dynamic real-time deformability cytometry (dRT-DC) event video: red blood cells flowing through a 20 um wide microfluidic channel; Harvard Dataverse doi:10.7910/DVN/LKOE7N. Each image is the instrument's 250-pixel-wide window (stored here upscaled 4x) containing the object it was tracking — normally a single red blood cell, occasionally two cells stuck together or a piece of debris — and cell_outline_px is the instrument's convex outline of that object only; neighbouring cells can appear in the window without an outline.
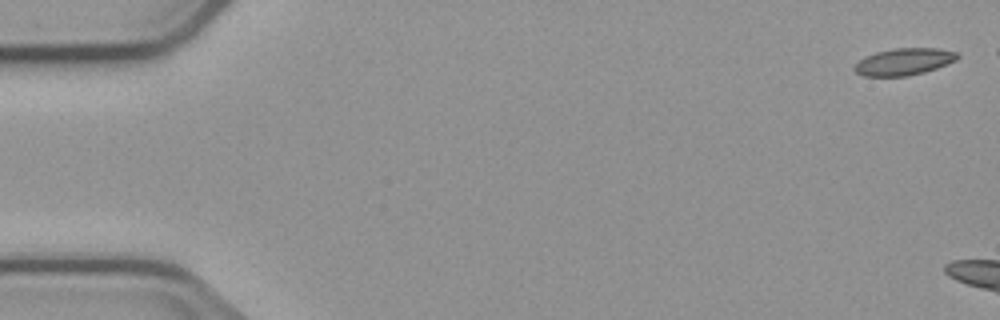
{"species": "common noctule bat (a hibernating species)", "species_latin": "Nyctalus noctula", "temperature_condition": "cold", "stored_images_in_passage": 10, "camera_frame_rate_fps": 3000, "um_per_image_px": 0.085, "animal": {"sex": "male", "body_mass_g": 23.1, "forearm_length_mm": 52.7}, "frame": {"image": 1, "passage_image": 1, "time_ms": 0.0, "image_size_px": [1000, 320], "cell_outline_px": [[960, 56], [956, 60], [948, 64], [924, 72], [908, 76], [864, 76], [856, 72], [852, 68], [864, 56], [876, 52], [896, 48], [936, 48], [956, 52]], "centroid_in_image_um": [76.83, 5.24], "position_along_channel_um": 8.2, "area_um2": 16.13}}